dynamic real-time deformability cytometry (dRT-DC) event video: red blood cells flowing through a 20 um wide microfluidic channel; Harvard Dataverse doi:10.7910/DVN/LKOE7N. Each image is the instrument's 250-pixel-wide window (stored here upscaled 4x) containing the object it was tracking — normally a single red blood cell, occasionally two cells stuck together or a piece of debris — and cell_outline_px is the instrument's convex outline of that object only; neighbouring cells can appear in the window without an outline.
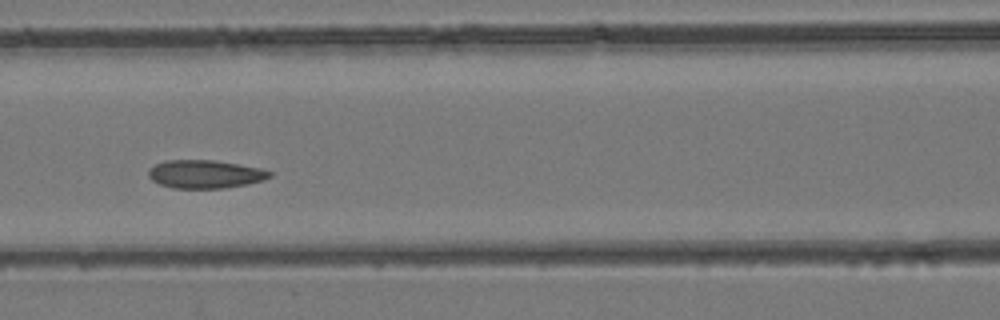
{"species": "common noctule bat (a hibernating species)", "species_latin": "Nyctalus noctula", "temperature_condition": "room temperature", "stored_images_in_passage": 42, "segment_of_instrument_passage": [1, 2], "camera_frame_rate_fps": 3000, "um_per_image_px": 0.085, "animal": {"sex": "female", "body_mass_g": 24.6, "forearm_length_mm": 56.2}, "frame": {"image": 1, "passage_image": 16, "time_ms": 5.0, "image_size_px": [1000, 320], "cell_outline_px": [[272, 176], [264, 180], [248, 184], [224, 188], [172, 188], [160, 184], [152, 180], [148, 176], [148, 168], [164, 160], [216, 160], [260, 168], [272, 172]], "centroid_in_image_um": [17.43, 14.8], "position_along_channel_um": 149.2, "area_um2": 20.06}}
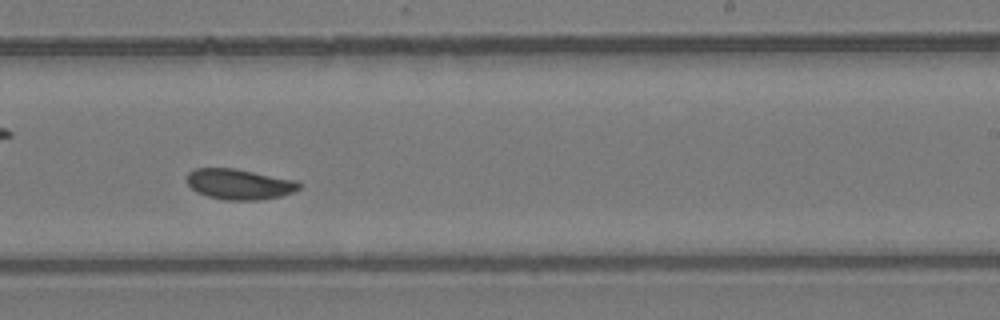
{"frame": {"image": 2, "passage_image": 24, "time_ms": 7.667, "image_size_px": [1000, 320], "cell_outline_px": [[300, 188], [292, 192], [280, 196], [260, 200], [224, 200], [208, 196], [196, 192], [188, 184], [188, 172], [196, 168], [236, 168], [296, 180], [300, 184]], "centroid_in_image_um": [20.34, 15.65], "position_along_channel_um": 268.7, "area_um2": 19.94}}
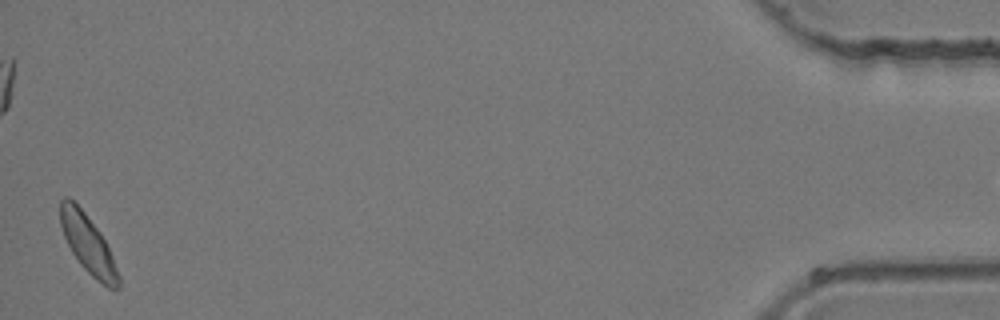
{"frame": {"image": 3, "passage_image": 41, "time_ms": 13.333, "image_size_px": [1000, 320], "cell_outline_px": [[120, 288], [108, 288], [96, 280], [80, 264], [72, 252], [64, 236], [60, 224], [60, 200], [64, 196], [68, 196], [84, 212], [100, 232], [112, 256], [120, 276]], "centroid_in_image_um": [7.47, 20.76], "position_along_channel_um": 427.7, "area_um2": 19.54}}